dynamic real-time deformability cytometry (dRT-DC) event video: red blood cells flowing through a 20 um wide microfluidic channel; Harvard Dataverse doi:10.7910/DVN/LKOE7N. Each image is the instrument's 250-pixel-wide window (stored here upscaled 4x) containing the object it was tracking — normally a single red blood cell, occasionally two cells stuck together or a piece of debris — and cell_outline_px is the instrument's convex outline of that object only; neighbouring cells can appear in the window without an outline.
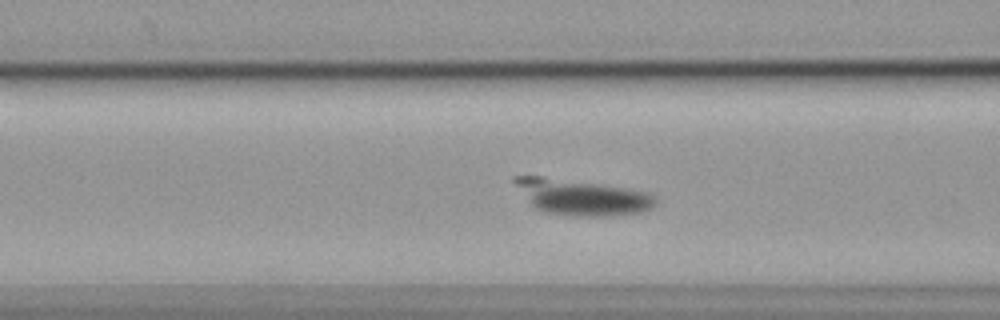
{"species": "common noctule bat (a hibernating species)", "species_latin": "Nyctalus noctula", "temperature_condition": "cold", "stored_images_in_passage": 56, "camera_frame_rate_fps": 3000, "um_per_image_px": 0.085, "animal": {"sex": "female", "body_mass_g": 19.9}, "frame": {"image": 1, "passage_image": 20, "time_ms": 6.333, "image_size_px": [1000, 320], "cell_outline_px": [[656, 204], [652, 208], [644, 212], [612, 216], [572, 216], [544, 212], [536, 208], [532, 204], [512, 180], [512, 176], [540, 176], [624, 188], [648, 192], [656, 196]], "centroid_in_image_um": [49.51, 16.78], "position_along_channel_um": 117.1, "area_um2": 28.9}}
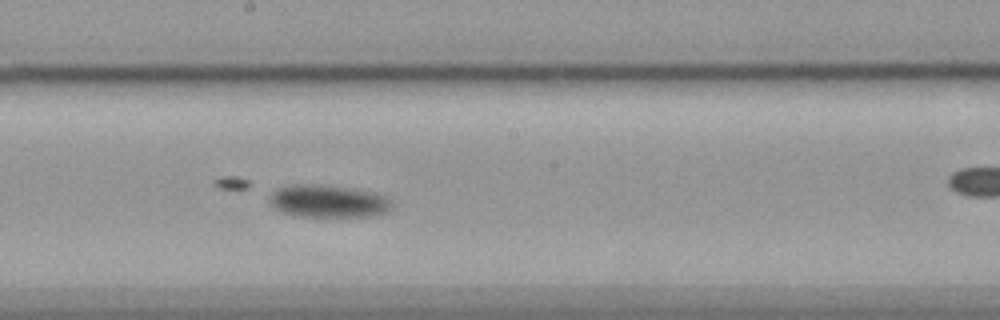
{"frame": {"image": 2, "passage_image": 29, "time_ms": 9.333, "image_size_px": [1000, 320], "cell_outline_px": [[396, 204], [392, 208], [384, 212], [372, 216], [292, 216], [280, 212], [268, 200], [272, 192], [276, 188], [288, 184], [328, 184], [376, 192], [384, 196]], "centroid_in_image_um": [27.88, 17.08], "position_along_channel_um": 220.3, "area_um2": 23.7}}
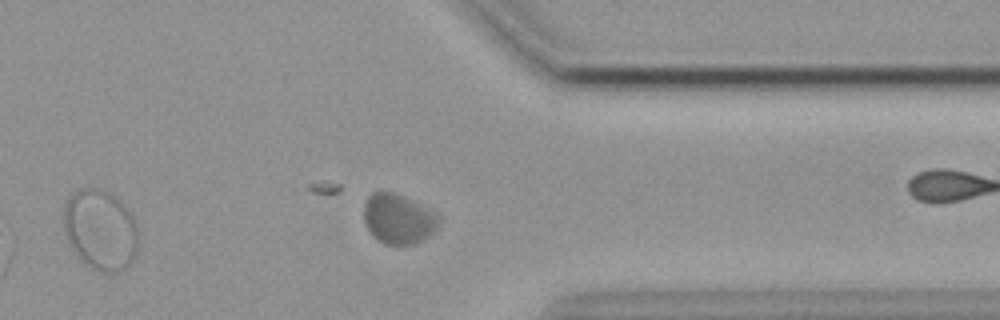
{"frame": {"image": 3, "passage_image": 43, "time_ms": 14.0, "image_size_px": [1000, 320], "cell_outline_px": [[440, 224], [424, 240], [416, 244], [384, 244], [372, 236], [364, 220], [364, 204], [368, 196], [372, 192], [392, 192], [404, 196], [436, 212], [440, 216]], "centroid_in_image_um": [33.87, 18.61], "position_along_channel_um": 377.5, "area_um2": 21.91}}